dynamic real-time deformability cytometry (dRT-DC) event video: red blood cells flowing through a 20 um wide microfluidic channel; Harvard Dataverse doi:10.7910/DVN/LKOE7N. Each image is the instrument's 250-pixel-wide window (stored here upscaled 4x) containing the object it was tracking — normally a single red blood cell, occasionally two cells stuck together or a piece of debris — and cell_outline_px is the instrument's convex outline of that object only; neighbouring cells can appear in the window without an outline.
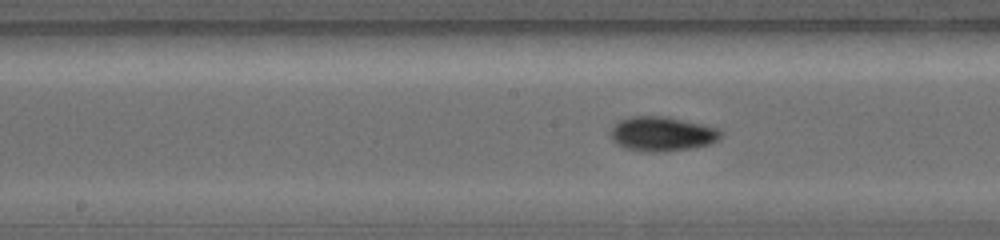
{"species": "common noctule bat (a hibernating species)", "species_latin": "Nyctalus noctula", "temperature_condition": "warm", "stored_images_in_passage": 13, "camera_frame_rate_fps": 5000, "um_per_image_px": 0.085, "animal": {"sex": "female", "body_mass_g": 19.0, "forearm_length_mm": 56.7}, "frame": {"image": 1, "passage_image": 11, "time_ms": 2.0, "image_size_px": [1000, 240], "cell_outline_px": [[724, 132], [720, 140], [708, 144], [692, 148], [660, 152], [648, 152], [624, 148], [616, 144], [612, 140], [608, 132], [612, 124], [628, 116], [668, 116], [704, 124], [716, 128]], "centroid_in_image_um": [56.24, 11.37], "position_along_channel_um": 192.0, "area_um2": 22.72}}